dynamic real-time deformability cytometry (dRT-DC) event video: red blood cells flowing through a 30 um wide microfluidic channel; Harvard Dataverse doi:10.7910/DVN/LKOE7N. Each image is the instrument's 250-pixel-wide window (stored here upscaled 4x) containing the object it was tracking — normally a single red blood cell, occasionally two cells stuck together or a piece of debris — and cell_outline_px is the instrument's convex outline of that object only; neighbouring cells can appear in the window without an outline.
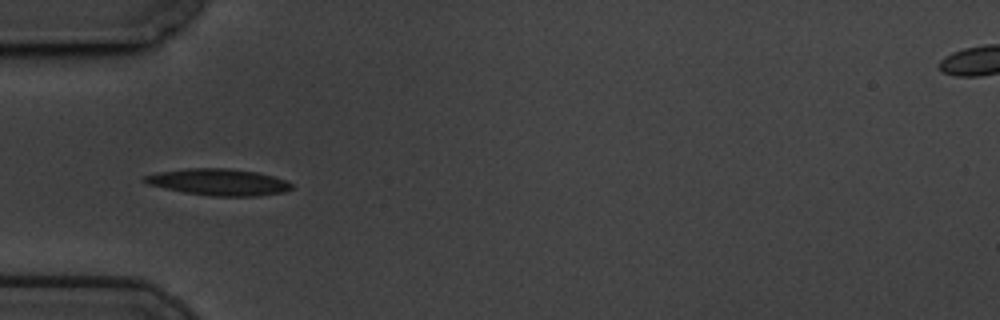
{"species": "common noctule bat (a hibernating species)", "species_latin": "Nyctalus noctula", "temperature_condition": "cold", "stored_images_in_passage": 9, "camera_frame_rate_fps": 3000, "um_per_image_px": 0.085, "animal": {"sex": "male", "body_mass_g": 19.5, "forearm_length_mm": 54.6}, "frame": {"image": 1, "passage_image": 4, "time_ms": 1.0, "image_size_px": [1000, 320], "cell_outline_px": [[292, 188], [284, 192], [260, 196], [212, 196], [184, 192], [148, 184], [140, 180], [144, 176], [156, 172], [188, 168], [228, 168], [256, 172], [272, 176], [284, 180], [292, 184]], "centroid_in_image_um": [18.55, 15.47], "position_along_channel_um": 66.4, "area_um2": 22.72}}
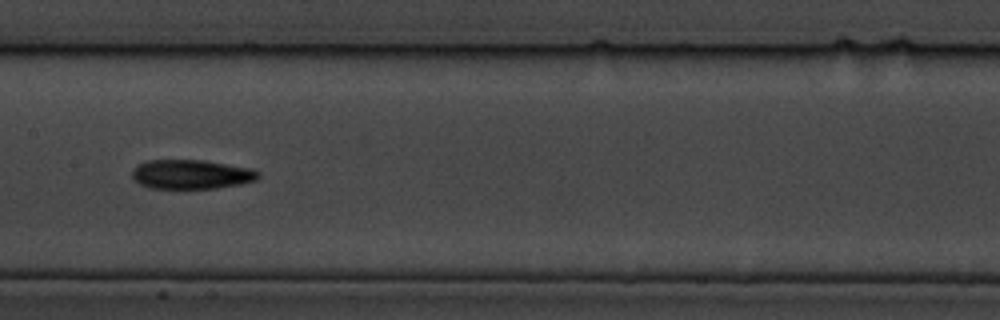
{"frame": {"image": 2, "passage_image": 7, "time_ms": 2.0, "image_size_px": [1000, 320], "cell_outline_px": [[260, 176], [256, 180], [240, 184], [216, 188], [148, 188], [140, 184], [132, 176], [132, 168], [148, 160], [204, 160], [252, 168], [260, 172]], "centroid_in_image_um": [16.28, 14.81], "position_along_channel_um": 191.1, "area_um2": 21.56}}
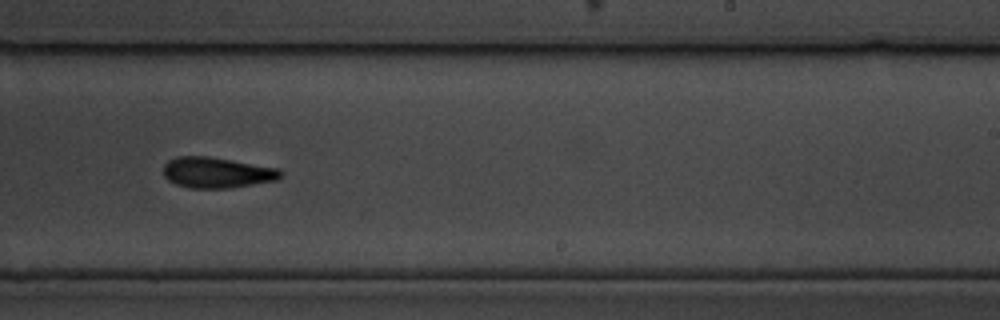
{"frame": {"image": 3, "passage_image": 9, "time_ms": 2.667, "image_size_px": [1000, 320], "cell_outline_px": [[284, 176], [276, 180], [228, 188], [188, 188], [176, 184], [168, 180], [164, 176], [164, 164], [168, 160], [176, 156], [208, 156], [280, 168], [284, 172]], "centroid_in_image_um": [18.45, 14.66], "position_along_channel_um": 270.6, "area_um2": 21.15}}